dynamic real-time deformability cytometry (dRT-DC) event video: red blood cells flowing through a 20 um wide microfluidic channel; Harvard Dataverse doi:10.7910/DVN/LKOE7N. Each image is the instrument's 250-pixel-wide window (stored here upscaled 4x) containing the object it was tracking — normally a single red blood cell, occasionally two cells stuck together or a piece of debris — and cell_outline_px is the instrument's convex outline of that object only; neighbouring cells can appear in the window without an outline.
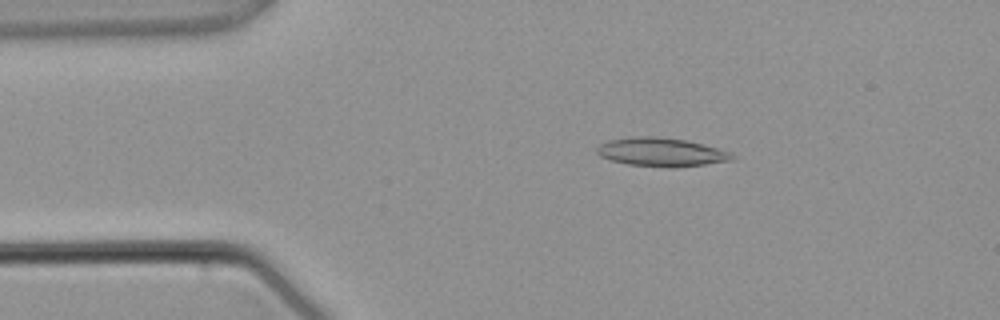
{"species": "common noctule bat (a hibernating species)", "species_latin": "Nyctalus noctula", "temperature_condition": "warm", "stored_images_in_passage": 3, "camera_frame_rate_fps": 3000, "um_per_image_px": 0.085, "animal": {"sex": "male", "body_mass_g": 21.5, "forearm_length_mm": 52.0}, "frame": {"image": 1, "passage_image": 2, "time_ms": 1.333, "image_size_px": [1000, 320], "cell_outline_px": [[736, 156], [732, 160], [676, 168], [672, 168], [628, 164], [612, 160], [600, 156], [596, 152], [596, 148], [600, 144], [608, 140], [632, 136], [656, 136], [684, 140], [704, 144], [728, 152]], "centroid_in_image_um": [56.18, 12.92], "position_along_channel_um": 28.8, "area_um2": 22.48}}